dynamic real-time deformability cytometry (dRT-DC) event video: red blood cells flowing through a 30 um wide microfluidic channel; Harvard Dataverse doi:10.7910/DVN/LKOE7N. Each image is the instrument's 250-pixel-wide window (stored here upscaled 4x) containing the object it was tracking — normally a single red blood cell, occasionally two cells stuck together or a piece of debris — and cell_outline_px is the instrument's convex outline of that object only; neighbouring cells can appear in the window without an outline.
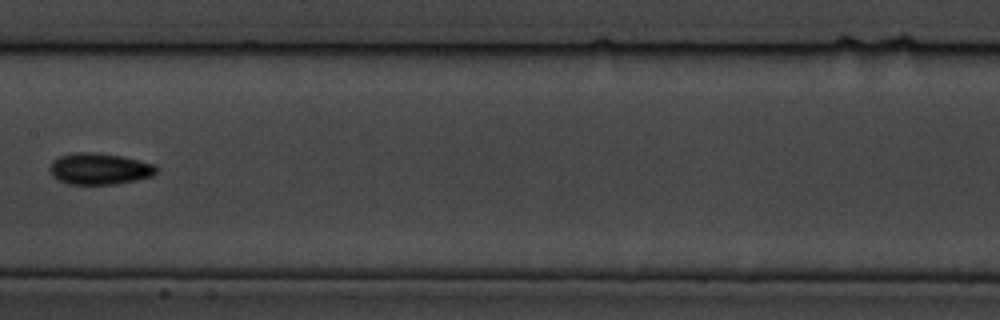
{"species": "common noctule bat (a hibernating species)", "species_latin": "Nyctalus noctula", "temperature_condition": "cold", "stored_images_in_passage": 6, "camera_frame_rate_fps": 3000, "um_per_image_px": 0.085, "animal": {"sex": "male", "body_mass_g": 19.5, "forearm_length_mm": 54.6}, "frame": {"image": 1, "passage_image": 6, "time_ms": 7.0, "image_size_px": [1000, 320], "cell_outline_px": [[160, 168], [152, 176], [136, 180], [116, 184], [68, 184], [52, 176], [48, 168], [52, 160], [60, 156], [72, 152], [92, 152], [120, 156], [156, 164]], "centroid_in_image_um": [8.45, 14.34], "position_along_channel_um": 199.0, "area_um2": 19.65}}